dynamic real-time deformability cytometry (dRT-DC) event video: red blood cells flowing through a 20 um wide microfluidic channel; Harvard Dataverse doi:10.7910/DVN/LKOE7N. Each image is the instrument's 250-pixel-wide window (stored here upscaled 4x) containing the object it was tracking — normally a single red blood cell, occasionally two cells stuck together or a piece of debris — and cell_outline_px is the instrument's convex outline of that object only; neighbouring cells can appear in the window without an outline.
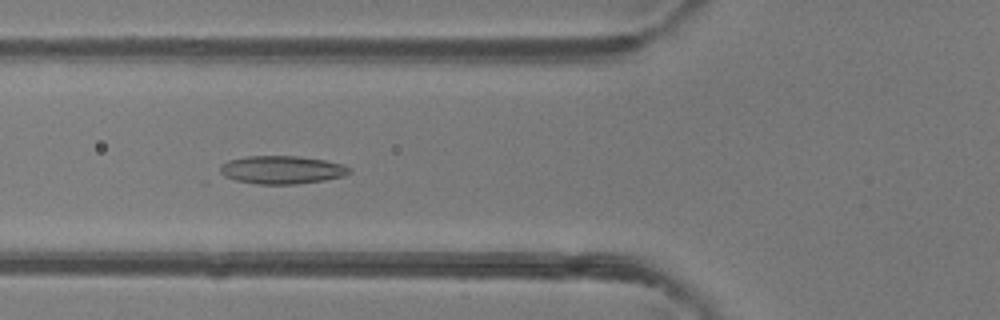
{"species": "common noctule bat (a hibernating species)", "species_latin": "Nyctalus noctula", "temperature_condition": "room temperature", "stored_images_in_passage": 5, "camera_frame_rate_fps": 3000, "um_per_image_px": 0.085, "animal": {"sex": "female"}, "frame": {"image": 1, "passage_image": 5, "time_ms": 4.667, "image_size_px": [1000, 320], "cell_outline_px": [[352, 172], [344, 176], [324, 180], [296, 184], [260, 184], [236, 180], [224, 176], [220, 172], [220, 164], [228, 160], [248, 156], [296, 156], [324, 160], [344, 164], [352, 168]], "centroid_in_image_um": [23.98, 14.43], "position_along_channel_um": 101.8, "area_um2": 21.21}}